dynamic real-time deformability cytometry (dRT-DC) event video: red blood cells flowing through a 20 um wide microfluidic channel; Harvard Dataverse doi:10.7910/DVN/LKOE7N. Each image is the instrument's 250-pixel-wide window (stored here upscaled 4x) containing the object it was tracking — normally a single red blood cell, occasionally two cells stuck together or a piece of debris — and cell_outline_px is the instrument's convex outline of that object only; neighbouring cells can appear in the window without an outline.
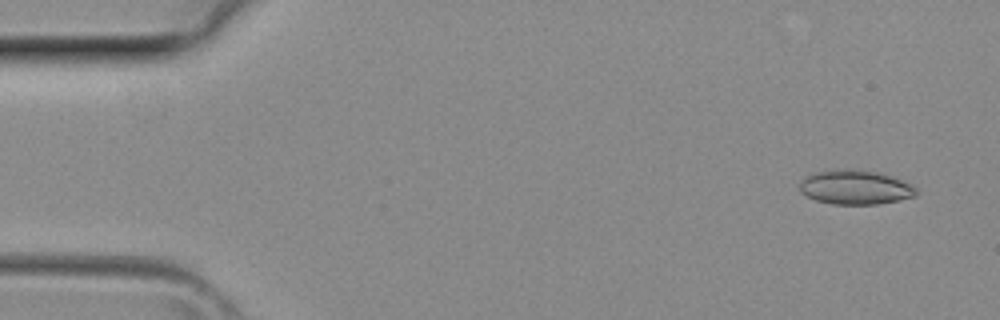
{"species": "common noctule bat (a hibernating species)", "species_latin": "Nyctalus noctula", "temperature_condition": "room temperature", "stored_images_in_passage": 40, "camera_frame_rate_fps": 3000, "um_per_image_px": 0.085, "animal": {"sex": "female", "body_mass_g": 29.2, "forearm_length_mm": 56.3}, "frame": {"image": 1, "passage_image": 3, "time_ms": 0.667, "image_size_px": [1000, 320], "cell_outline_px": [[920, 192], [916, 196], [900, 200], [876, 204], [832, 204], [816, 200], [800, 192], [800, 180], [804, 176], [816, 172], [844, 168], [856, 168], [876, 172], [900, 180], [916, 188]], "centroid_in_image_um": [72.67, 15.91], "position_along_channel_um": 12.3, "area_um2": 23.35}}
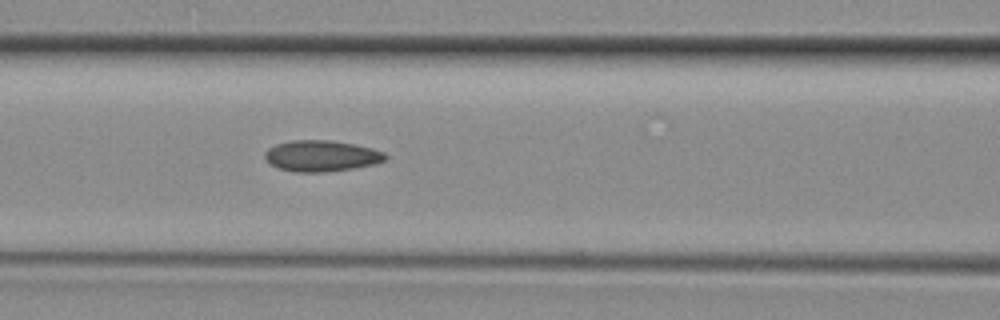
{"frame": {"image": 2, "passage_image": 17, "time_ms": 5.333, "image_size_px": [1000, 320], "cell_outline_px": [[388, 156], [384, 160], [372, 164], [352, 168], [324, 172], [296, 172], [276, 168], [264, 156], [264, 152], [268, 148], [276, 144], [292, 140], [332, 140], [372, 148], [384, 152]], "centroid_in_image_um": [27.29, 13.24], "position_along_channel_um": 139.3, "area_um2": 21.68}}
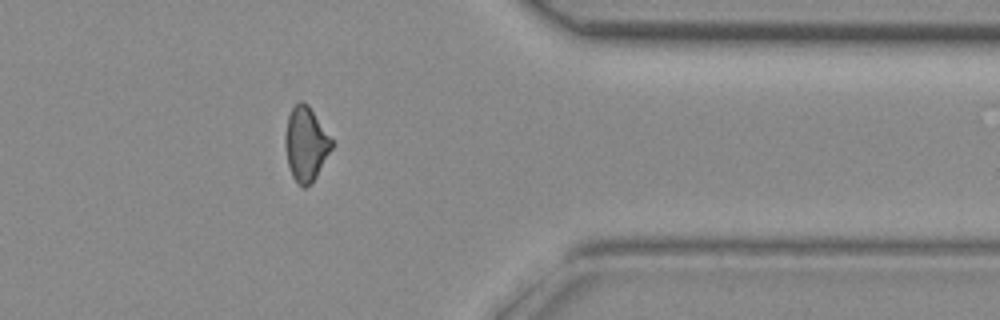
{"frame": {"image": 3, "passage_image": 32, "time_ms": 10.333, "image_size_px": [1000, 320], "cell_outline_px": [[332, 148], [316, 176], [304, 188], [292, 176], [288, 164], [284, 144], [284, 140], [288, 116], [292, 108], [300, 100], [304, 100], [308, 104], [332, 140]], "centroid_in_image_um": [25.97, 12.2], "position_along_channel_um": 385.4, "area_um2": 19.71}}